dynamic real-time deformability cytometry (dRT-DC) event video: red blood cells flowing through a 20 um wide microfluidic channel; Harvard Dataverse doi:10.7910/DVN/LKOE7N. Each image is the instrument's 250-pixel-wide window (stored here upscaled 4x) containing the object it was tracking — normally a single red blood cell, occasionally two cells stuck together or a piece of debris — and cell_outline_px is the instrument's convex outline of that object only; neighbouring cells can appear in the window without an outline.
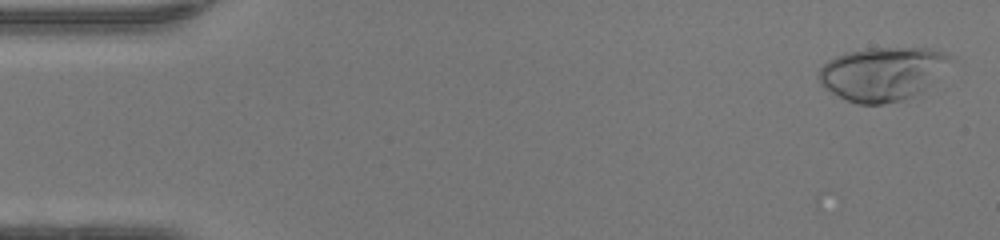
{"species": "human", "species_latin": "Homo sapiens", "temperature_condition": "warm", "stored_images_in_passage": 49, "camera_frame_rate_fps": 3000, "um_per_image_px": 0.085, "donor": {"sex": "female"}, "frame": {"image": 1, "passage_image": 2, "time_ms": 0.333, "image_size_px": [1000, 240], "cell_outline_px": [[956, 56], [920, 92], [912, 96], [900, 100], [884, 104], [856, 104], [824, 88], [820, 84], [820, 68], [828, 60], [844, 52], [868, 48], [932, 48]], "centroid_in_image_um": [74.99, 6.24], "position_along_channel_um": 10.0, "area_um2": 40.63}}
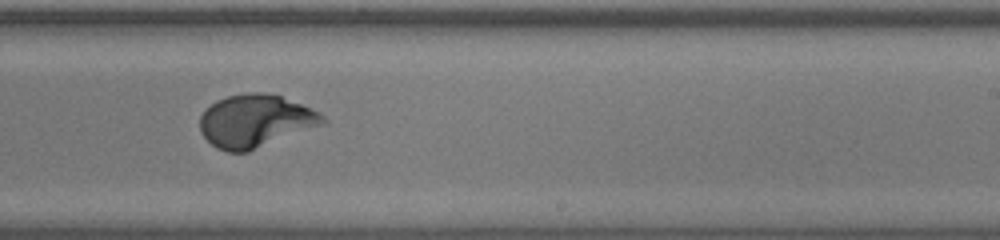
{"frame": {"image": 2, "passage_image": 30, "time_ms": 9.667, "image_size_px": [1000, 240], "cell_outline_px": [[328, 120], [324, 124], [248, 152], [228, 152], [216, 148], [200, 132], [200, 116], [216, 100], [228, 96], [248, 92], [260, 92], [280, 96], [300, 104], [324, 116]], "centroid_in_image_um": [21.69, 10.3], "position_along_channel_um": 267.3, "area_um2": 37.4}}
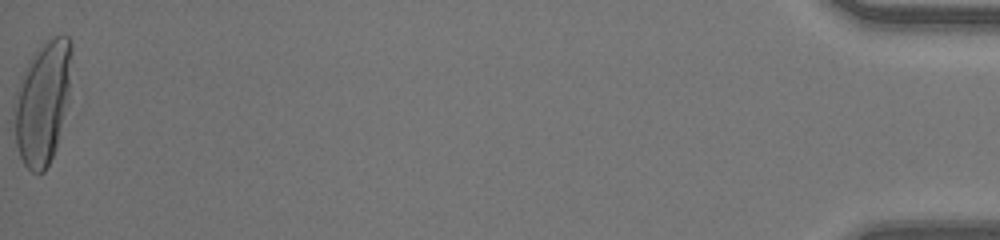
{"frame": {"image": 3, "passage_image": 49, "time_ms": 16.0, "image_size_px": [1000, 240], "cell_outline_px": [[72, 48], [68, 92], [56, 148], [44, 172], [32, 172], [24, 164], [20, 156], [16, 144], [12, 108], [16, 92], [32, 56], [44, 40], [52, 36], [68, 36], [72, 40]], "centroid_in_image_um": [3.6, 8.7], "position_along_channel_um": 431.6, "area_um2": 40.46}, "authors_computed_cell_mechanics": {"area_um2": 36.414, "velocity_mm_per_s": 4.2683, "shape_relaxation_time_tau1_ms": 3.6243, "shape_relaxation_time_tau2_ms": null, "deformation_change_tau1": 0.2325, "deformation_change_tau2": null}}